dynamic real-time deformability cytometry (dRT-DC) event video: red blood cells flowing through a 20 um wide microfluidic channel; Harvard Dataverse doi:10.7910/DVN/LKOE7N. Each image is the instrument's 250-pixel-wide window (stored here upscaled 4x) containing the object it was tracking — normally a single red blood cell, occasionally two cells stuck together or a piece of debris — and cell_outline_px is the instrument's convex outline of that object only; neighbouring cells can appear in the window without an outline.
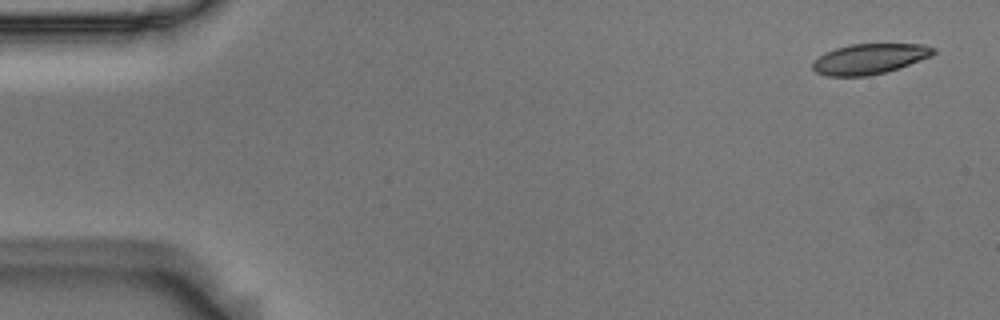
{"species": "Egyptian fruit bat (a non-hibernating species)", "species_latin": "Rousettus aegyptiacus", "temperature_condition": "room temperature", "stored_images_in_passage": 6, "camera_frame_rate_fps": 3000, "um_per_image_px": 0.085, "animal": {"sex": "male"}, "frame": {"image": 1, "passage_image": 1, "time_ms": 0.0, "image_size_px": [1000, 320], "cell_outline_px": [[936, 52], [932, 56], [884, 72], [868, 76], [824, 76], [816, 72], [812, 68], [812, 64], [824, 52], [836, 48], [852, 44], [924, 44], [936, 48]], "centroid_in_image_um": [73.9, 5.0], "position_along_channel_um": 11.1, "area_um2": 21.21}}
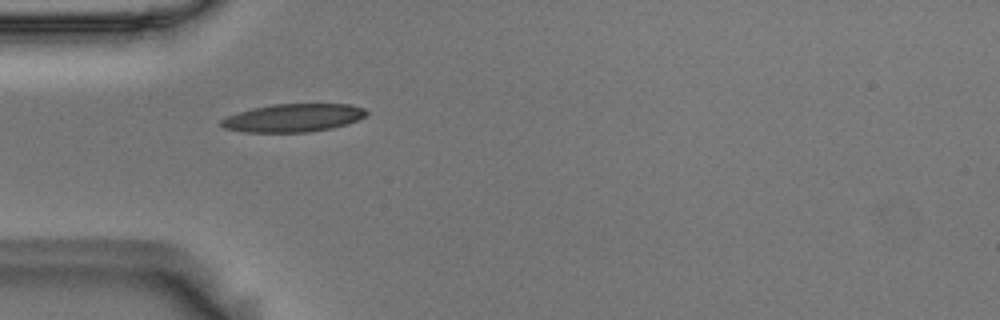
{"frame": {"image": 2, "passage_image": 5, "time_ms": 1.333, "image_size_px": [1000, 320], "cell_outline_px": [[368, 112], [364, 116], [348, 124], [332, 128], [308, 132], [244, 132], [224, 128], [220, 124], [220, 120], [228, 116], [252, 108], [272, 104], [348, 104], [364, 108]], "centroid_in_image_um": [24.92, 10.02], "position_along_channel_um": 60.1, "area_um2": 23.64}}
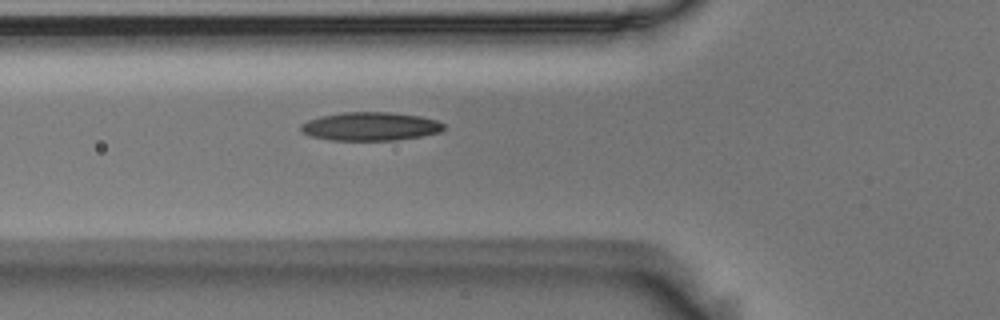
{"frame": {"image": 3, "passage_image": 6, "time_ms": 1.667, "image_size_px": [1000, 320], "cell_outline_px": [[444, 128], [440, 132], [420, 136], [396, 140], [328, 140], [308, 136], [300, 132], [300, 124], [308, 120], [320, 116], [344, 112], [392, 112], [420, 116], [436, 120], [444, 124]], "centroid_in_image_um": [31.43, 10.74], "position_along_channel_um": 94.4, "area_um2": 23.87}}